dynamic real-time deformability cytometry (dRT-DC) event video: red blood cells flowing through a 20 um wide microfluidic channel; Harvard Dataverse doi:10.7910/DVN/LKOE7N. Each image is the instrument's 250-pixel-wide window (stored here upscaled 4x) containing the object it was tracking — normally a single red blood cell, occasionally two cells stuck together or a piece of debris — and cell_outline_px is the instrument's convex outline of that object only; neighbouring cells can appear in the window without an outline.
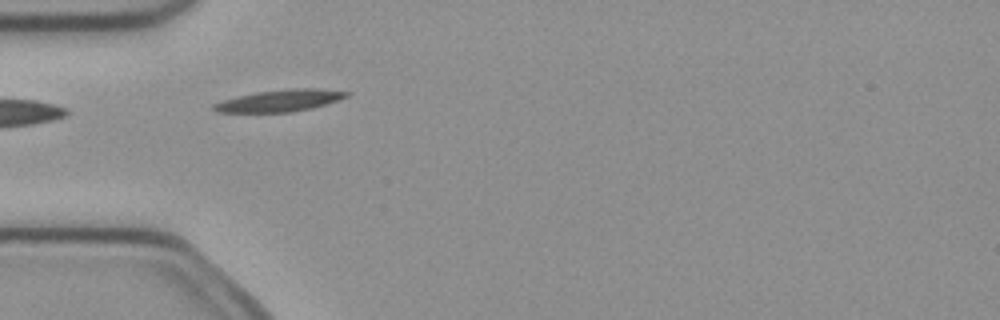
{"species": "common noctule bat (a hibernating species)", "species_latin": "Nyctalus noctula", "temperature_condition": "cold", "stored_images_in_passage": 6, "camera_frame_rate_fps": 3000, "um_per_image_px": 0.085, "animal": {"sex": "female", "body_mass_g": 21.9}, "frame": {"image": 1, "passage_image": 4, "time_ms": 1.0, "image_size_px": [1000, 320], "cell_outline_px": [[352, 92], [348, 96], [340, 100], [312, 108], [292, 112], [216, 112], [212, 108], [212, 104], [236, 96], [256, 92], [288, 88], [320, 88]], "centroid_in_image_um": [23.83, 8.54], "position_along_channel_um": 61.2, "area_um2": 17.11}}
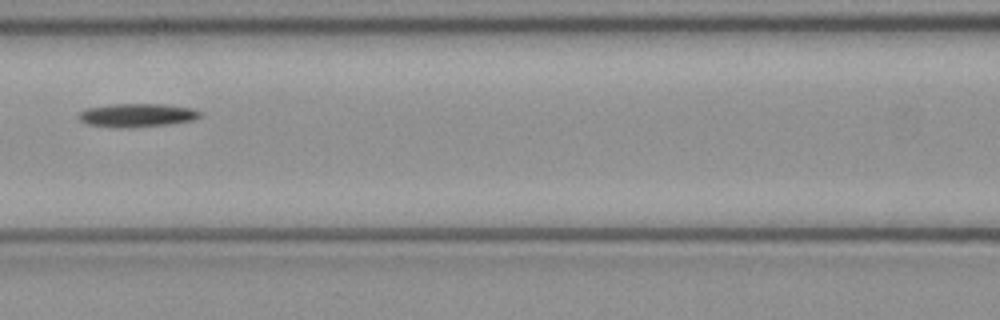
{"frame": {"image": 2, "passage_image": 6, "time_ms": 1.667, "image_size_px": [1000, 320], "cell_outline_px": [[204, 116], [192, 120], [168, 124], [132, 128], [112, 128], [88, 124], [80, 120], [76, 116], [84, 108], [112, 104], [164, 104], [192, 108], [204, 112]], "centroid_in_image_um": [11.65, 9.8], "position_along_channel_um": 155.0, "area_um2": 16.99}}